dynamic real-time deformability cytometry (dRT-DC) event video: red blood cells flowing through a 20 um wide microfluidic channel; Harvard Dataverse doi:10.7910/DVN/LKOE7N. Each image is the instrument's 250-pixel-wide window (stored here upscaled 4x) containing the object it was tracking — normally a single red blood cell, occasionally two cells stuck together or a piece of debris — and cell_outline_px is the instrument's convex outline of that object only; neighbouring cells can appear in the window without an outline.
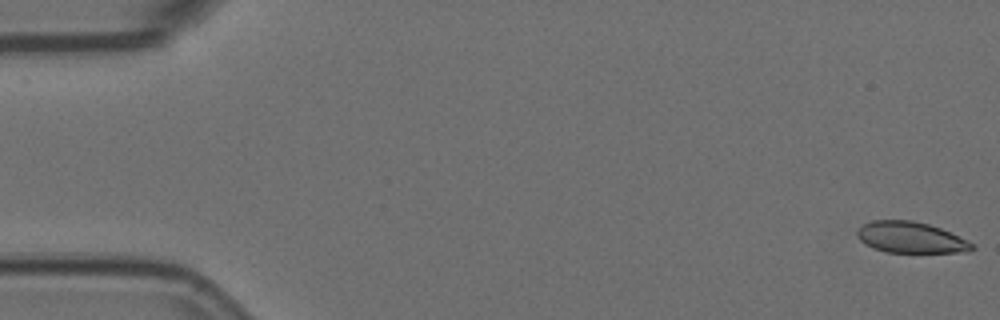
{"species": "Egyptian fruit bat (a non-hibernating species)", "species_latin": "Rousettus aegyptiacus", "temperature_condition": "room temperature", "stored_images_in_passage": 5, "camera_frame_rate_fps": 3000, "um_per_image_px": 0.085, "animal": {"sex": "female"}, "frame": {"image": 1, "passage_image": 1, "time_ms": 0.0, "image_size_px": [1000, 320], "cell_outline_px": [[976, 248], [968, 252], [888, 252], [872, 248], [864, 244], [856, 236], [856, 232], [864, 224], [872, 220], [912, 220], [928, 224], [940, 228], [968, 240], [976, 244]], "centroid_in_image_um": [77.43, 20.19], "position_along_channel_um": 7.6, "area_um2": 20.92}}
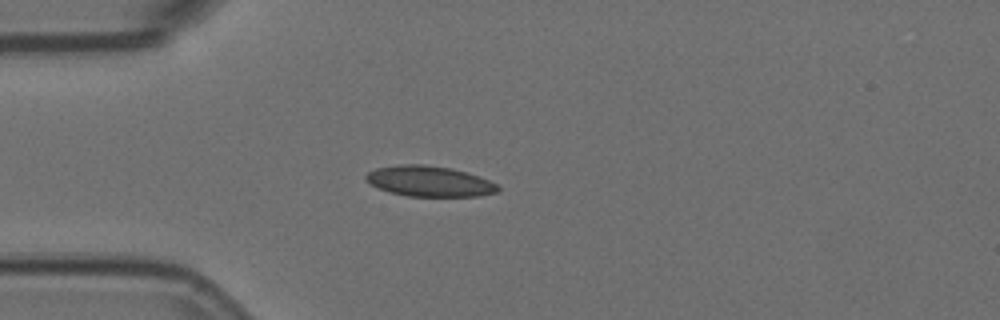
{"frame": {"image": 2, "passage_image": 5, "time_ms": 1.333, "image_size_px": [1000, 320], "cell_outline_px": [[500, 188], [496, 192], [480, 196], [408, 196], [388, 192], [376, 188], [364, 180], [364, 176], [368, 172], [376, 168], [400, 164], [424, 164], [452, 168], [468, 172], [480, 176], [496, 184]], "centroid_in_image_um": [36.46, 15.4], "position_along_channel_um": 48.5, "area_um2": 23.76}}